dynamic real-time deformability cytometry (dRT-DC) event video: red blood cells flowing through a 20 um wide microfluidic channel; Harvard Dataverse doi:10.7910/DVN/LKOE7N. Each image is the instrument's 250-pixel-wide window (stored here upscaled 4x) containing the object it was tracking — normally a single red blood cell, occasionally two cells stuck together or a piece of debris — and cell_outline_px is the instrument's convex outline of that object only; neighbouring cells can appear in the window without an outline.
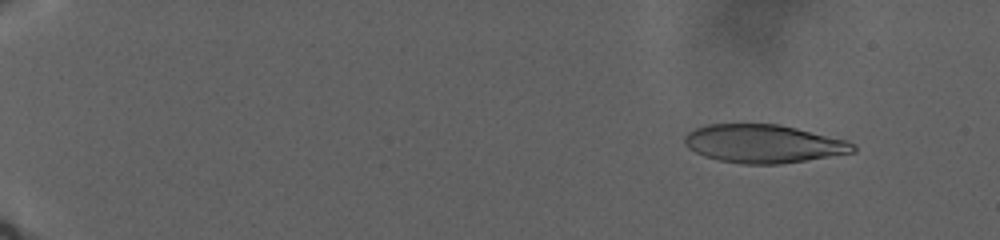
{"species": "human", "species_latin": "Homo sapiens", "temperature_condition": "warm", "stored_images_in_passage": 63, "camera_frame_rate_fps": 3000, "um_per_image_px": 0.085, "donor": {"sex": "male"}, "frame": {"image": 1, "passage_image": 6, "time_ms": 3.667, "image_size_px": [1000, 240], "cell_outline_px": [[856, 152], [780, 164], [744, 164], [720, 160], [704, 156], [688, 148], [684, 144], [684, 136], [688, 132], [696, 128], [708, 124], [780, 124], [848, 140], [856, 144]], "centroid_in_image_um": [64.92, 12.21], "position_along_channel_um": 20.1, "area_um2": 37.69}}
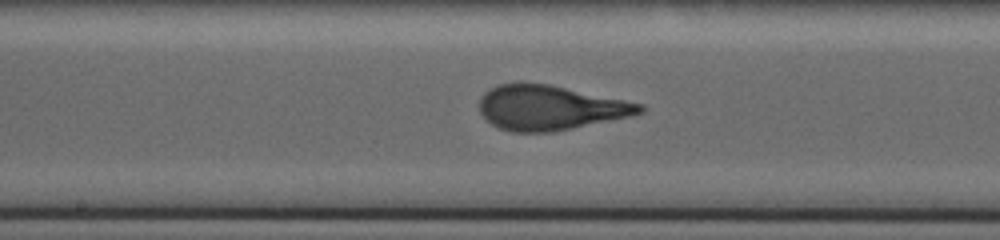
{"frame": {"image": 2, "passage_image": 32, "time_ms": 23.0, "image_size_px": [1000, 240], "cell_outline_px": [[644, 112], [632, 116], [552, 132], [512, 132], [500, 128], [492, 124], [480, 112], [480, 96], [484, 92], [500, 84], [516, 80], [520, 80], [548, 84], [644, 104]], "centroid_in_image_um": [46.73, 9.13], "position_along_channel_um": 201.5, "area_um2": 42.02}}
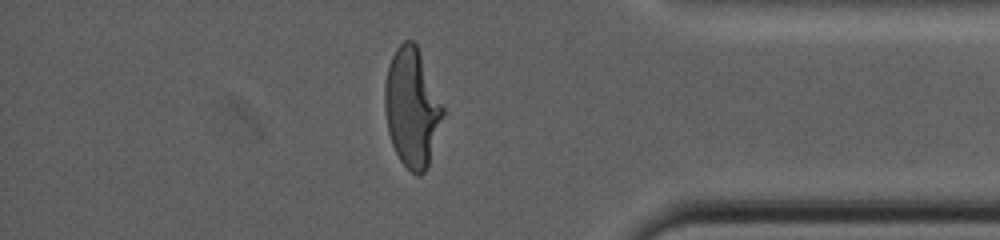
{"frame": {"image": 3, "passage_image": 54, "time_ms": 34.667, "image_size_px": [1000, 240], "cell_outline_px": [[444, 112], [428, 168], [420, 176], [416, 176], [400, 160], [392, 144], [388, 132], [384, 112], [384, 84], [388, 64], [396, 48], [404, 40], [412, 40], [416, 44], [444, 108]], "centroid_in_image_um": [34.99, 9.16], "position_along_channel_um": 400.2, "area_um2": 40.11}}